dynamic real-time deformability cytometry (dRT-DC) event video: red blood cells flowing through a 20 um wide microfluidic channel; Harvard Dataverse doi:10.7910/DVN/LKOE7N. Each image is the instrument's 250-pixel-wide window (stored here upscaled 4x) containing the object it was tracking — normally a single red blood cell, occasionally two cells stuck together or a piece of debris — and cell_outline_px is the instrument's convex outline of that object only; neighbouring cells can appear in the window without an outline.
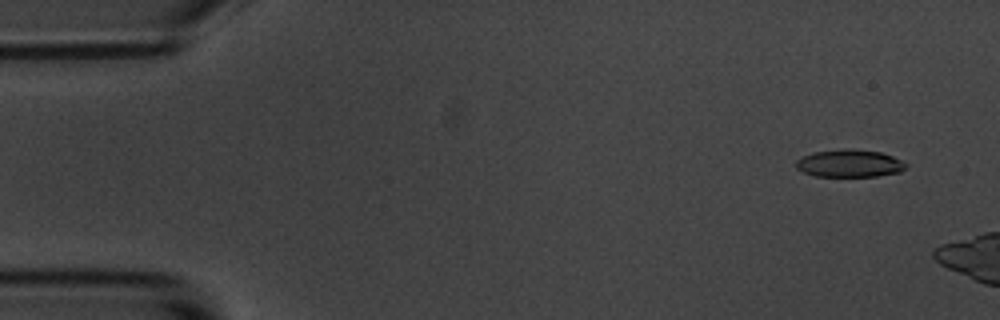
{"species": "common noctule bat (a hibernating species)", "species_latin": "Nyctalus noctula", "temperature_condition": "room temperature", "stored_images_in_passage": 4, "camera_frame_rate_fps": 3000, "um_per_image_px": 0.085, "animal": {"sex": "male", "body_mass_g": 20.1, "forearm_length_mm": 53.5}, "frame": {"image": 1, "passage_image": 2, "time_ms": 1.0, "image_size_px": [1000, 320], "cell_outline_px": [[908, 164], [900, 172], [876, 176], [816, 176], [804, 172], [796, 168], [796, 160], [812, 152], [844, 148], [852, 148], [880, 152], [892, 156]], "centroid_in_image_um": [72.2, 13.87], "position_along_channel_um": 12.8, "area_um2": 17.63}}